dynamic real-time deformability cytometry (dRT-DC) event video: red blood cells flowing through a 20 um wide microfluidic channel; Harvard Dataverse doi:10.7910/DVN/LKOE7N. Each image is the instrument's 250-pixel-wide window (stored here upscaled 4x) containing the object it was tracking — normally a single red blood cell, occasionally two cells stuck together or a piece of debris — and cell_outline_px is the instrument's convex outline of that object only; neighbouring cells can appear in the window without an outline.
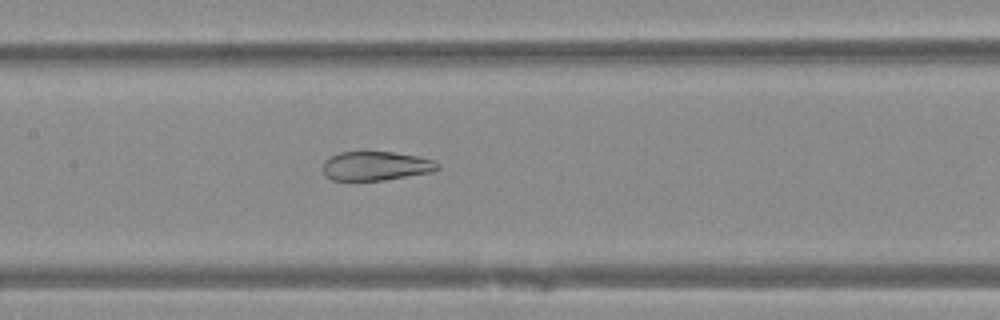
{"species": "Egyptian fruit bat (a non-hibernating species)", "species_latin": "Rousettus aegyptiacus", "temperature_condition": "warm", "stored_images_in_passage": 42, "camera_frame_rate_fps": 3000, "um_per_image_px": 0.085, "animal": {"sex": "female"}, "frame": {"image": 1, "passage_image": 16, "time_ms": 5.0, "image_size_px": [1000, 320], "cell_outline_px": [[440, 168], [432, 172], [384, 180], [332, 180], [324, 172], [324, 160], [340, 152], [364, 148], [420, 156], [436, 160], [440, 164]], "centroid_in_image_um": [31.99, 14.05], "position_along_channel_um": 175.4, "area_um2": 20.17}}
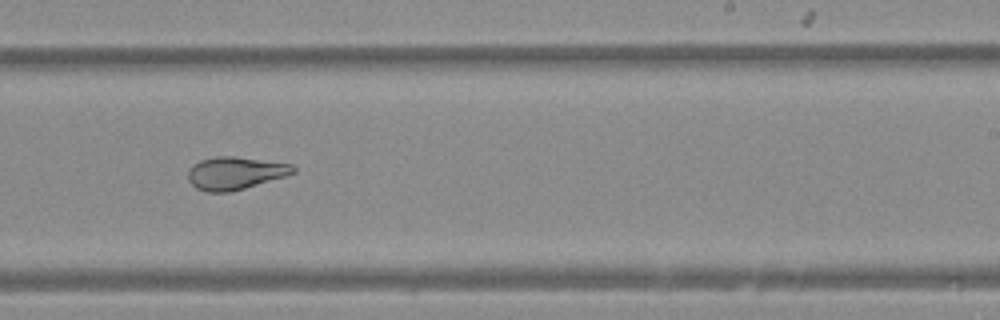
{"frame": {"image": 2, "passage_image": 23, "time_ms": 7.333, "image_size_px": [1000, 320], "cell_outline_px": [[296, 172], [284, 176], [244, 188], [228, 192], [208, 192], [196, 188], [188, 180], [188, 172], [192, 164], [200, 160], [216, 156], [232, 156], [292, 164], [296, 168]], "centroid_in_image_um": [19.96, 14.71], "position_along_channel_um": 269.0, "area_um2": 19.83}}
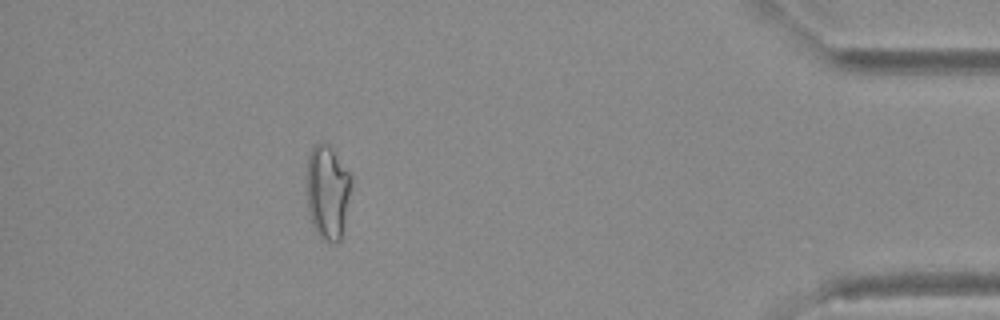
{"frame": {"image": 3, "passage_image": 37, "time_ms": 12.0, "image_size_px": [1000, 320], "cell_outline_px": [[352, 184], [340, 240], [336, 244], [332, 244], [324, 240], [316, 232], [312, 224], [308, 208], [308, 156], [312, 148], [316, 144], [328, 144], [352, 176]], "centroid_in_image_um": [27.86, 16.35], "position_along_channel_um": 407.3, "area_um2": 24.04}}